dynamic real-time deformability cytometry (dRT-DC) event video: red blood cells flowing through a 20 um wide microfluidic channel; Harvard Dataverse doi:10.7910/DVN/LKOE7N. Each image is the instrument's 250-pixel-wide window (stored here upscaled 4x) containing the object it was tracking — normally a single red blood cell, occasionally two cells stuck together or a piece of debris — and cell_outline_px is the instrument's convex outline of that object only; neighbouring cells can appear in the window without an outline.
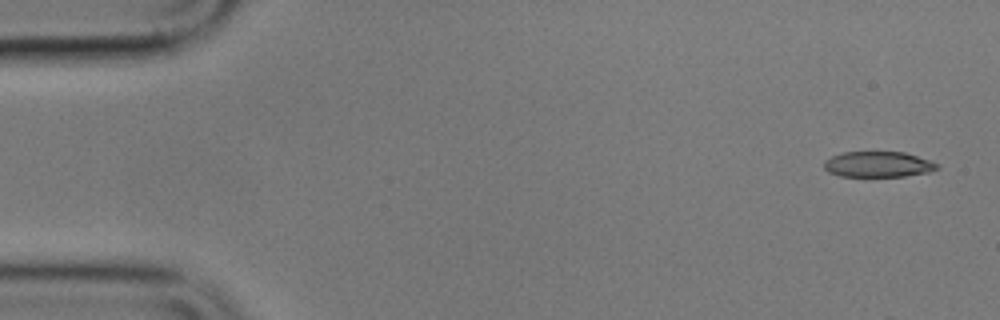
{"species": "common noctule bat (a hibernating species)", "species_latin": "Nyctalus noctula", "temperature_condition": "cold", "stored_images_in_passage": 5, "camera_frame_rate_fps": 3000, "um_per_image_px": 0.085, "animal": {"sex": "male", "body_mass_g": 17.9}, "frame": {"image": 1, "passage_image": 1, "time_ms": 0.0, "image_size_px": [1000, 320], "cell_outline_px": [[940, 168], [928, 172], [904, 176], [840, 176], [828, 172], [824, 168], [824, 160], [832, 156], [844, 152], [904, 152], [940, 164]], "centroid_in_image_um": [74.63, 13.97], "position_along_channel_um": 10.4, "area_um2": 16.82}}